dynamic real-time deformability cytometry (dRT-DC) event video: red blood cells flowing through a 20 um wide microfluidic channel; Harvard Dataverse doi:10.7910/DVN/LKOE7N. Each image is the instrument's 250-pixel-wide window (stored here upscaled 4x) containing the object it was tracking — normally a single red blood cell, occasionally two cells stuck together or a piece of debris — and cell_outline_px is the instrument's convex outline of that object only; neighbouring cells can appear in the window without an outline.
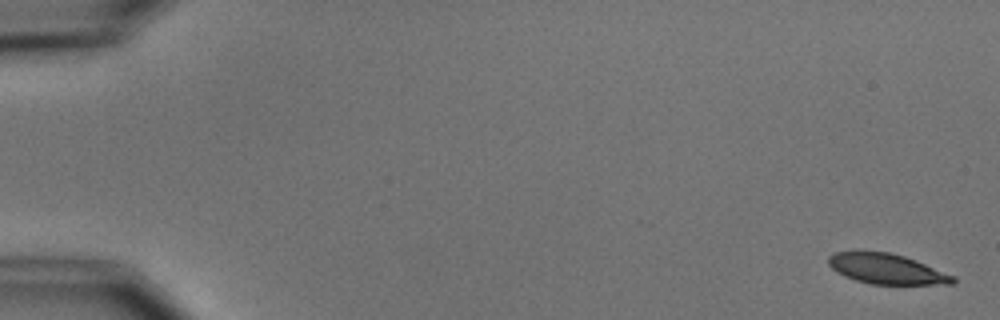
{"species": "common noctule bat (a hibernating species)", "species_latin": "Nyctalus noctula", "temperature_condition": "cold", "stored_images_in_passage": 5, "camera_frame_rate_fps": 3000, "um_per_image_px": 0.085, "animal": {"sex": "male", "body_mass_g": 15.6}, "frame": {"image": 1, "passage_image": 1, "time_ms": 0.0, "image_size_px": [1000, 320], "cell_outline_px": [[956, 280], [952, 284], [872, 284], [856, 280], [844, 276], [836, 272], [828, 264], [828, 256], [836, 252], [856, 248], [888, 252], [904, 256], [916, 260], [956, 276]], "centroid_in_image_um": [75.31, 22.81], "position_along_channel_um": 9.7, "area_um2": 22.54}}
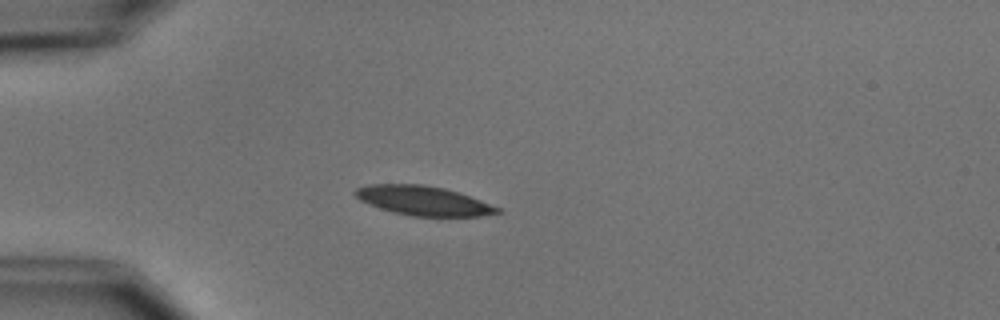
{"frame": {"image": 2, "passage_image": 5, "time_ms": 4.667, "image_size_px": [1000, 320], "cell_outline_px": [[504, 212], [480, 216], [412, 216], [392, 212], [368, 204], [360, 200], [352, 192], [356, 188], [364, 184], [424, 184], [444, 188], [460, 192], [500, 208]], "centroid_in_image_um": [35.96, 17.05], "position_along_channel_um": 49.0, "area_um2": 24.51}}